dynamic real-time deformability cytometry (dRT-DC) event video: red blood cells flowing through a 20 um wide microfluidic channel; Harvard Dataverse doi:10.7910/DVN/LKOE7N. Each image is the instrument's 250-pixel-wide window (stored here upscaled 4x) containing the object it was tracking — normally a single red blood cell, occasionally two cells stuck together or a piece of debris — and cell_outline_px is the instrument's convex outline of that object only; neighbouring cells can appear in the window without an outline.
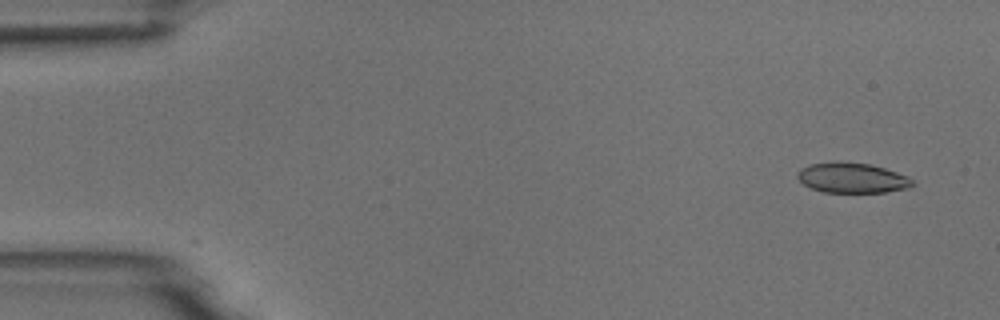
{"species": "common noctule bat (a hibernating species)", "species_latin": "Nyctalus noctula", "temperature_condition": "room temperature", "stored_images_in_passage": 4, "camera_frame_rate_fps": 3000, "um_per_image_px": 0.085, "animal": {"sex": "male", "body_mass_g": 18.8}, "frame": {"image": 1, "passage_image": 1, "time_ms": 0.0, "image_size_px": [1000, 320], "cell_outline_px": [[916, 184], [908, 188], [884, 192], [824, 192], [812, 188], [804, 184], [796, 176], [796, 172], [800, 168], [808, 164], [836, 160], [868, 164], [884, 168], [908, 176]], "centroid_in_image_um": [72.4, 15.1], "position_along_channel_um": 12.6, "area_um2": 20.4}}